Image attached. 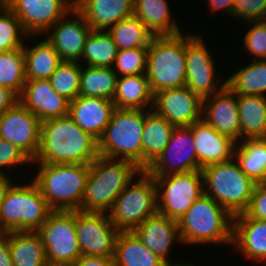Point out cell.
<instances>
[{
  "label": "cell",
  "mask_w": 266,
  "mask_h": 266,
  "mask_svg": "<svg viewBox=\"0 0 266 266\" xmlns=\"http://www.w3.org/2000/svg\"><path fill=\"white\" fill-rule=\"evenodd\" d=\"M146 171L152 177L201 171L194 146L192 125L175 126L168 145Z\"/></svg>",
  "instance_id": "obj_14"
},
{
  "label": "cell",
  "mask_w": 266,
  "mask_h": 266,
  "mask_svg": "<svg viewBox=\"0 0 266 266\" xmlns=\"http://www.w3.org/2000/svg\"><path fill=\"white\" fill-rule=\"evenodd\" d=\"M232 16L243 22L265 20L266 0H235Z\"/></svg>",
  "instance_id": "obj_43"
},
{
  "label": "cell",
  "mask_w": 266,
  "mask_h": 266,
  "mask_svg": "<svg viewBox=\"0 0 266 266\" xmlns=\"http://www.w3.org/2000/svg\"><path fill=\"white\" fill-rule=\"evenodd\" d=\"M70 266H115L114 259L109 257L81 256Z\"/></svg>",
  "instance_id": "obj_46"
},
{
  "label": "cell",
  "mask_w": 266,
  "mask_h": 266,
  "mask_svg": "<svg viewBox=\"0 0 266 266\" xmlns=\"http://www.w3.org/2000/svg\"><path fill=\"white\" fill-rule=\"evenodd\" d=\"M153 93L146 74L121 76L117 78L113 103L117 109L149 110L153 107Z\"/></svg>",
  "instance_id": "obj_27"
},
{
  "label": "cell",
  "mask_w": 266,
  "mask_h": 266,
  "mask_svg": "<svg viewBox=\"0 0 266 266\" xmlns=\"http://www.w3.org/2000/svg\"><path fill=\"white\" fill-rule=\"evenodd\" d=\"M115 266H168L151 252L133 231H120L114 253Z\"/></svg>",
  "instance_id": "obj_29"
},
{
  "label": "cell",
  "mask_w": 266,
  "mask_h": 266,
  "mask_svg": "<svg viewBox=\"0 0 266 266\" xmlns=\"http://www.w3.org/2000/svg\"><path fill=\"white\" fill-rule=\"evenodd\" d=\"M52 211L34 181L12 184L1 203L0 233L37 231Z\"/></svg>",
  "instance_id": "obj_7"
},
{
  "label": "cell",
  "mask_w": 266,
  "mask_h": 266,
  "mask_svg": "<svg viewBox=\"0 0 266 266\" xmlns=\"http://www.w3.org/2000/svg\"><path fill=\"white\" fill-rule=\"evenodd\" d=\"M32 164H39L36 177L32 180L39 187L42 196L52 210H81L90 165L77 163Z\"/></svg>",
  "instance_id": "obj_4"
},
{
  "label": "cell",
  "mask_w": 266,
  "mask_h": 266,
  "mask_svg": "<svg viewBox=\"0 0 266 266\" xmlns=\"http://www.w3.org/2000/svg\"><path fill=\"white\" fill-rule=\"evenodd\" d=\"M137 176L140 177L139 180L133 179L107 212L109 219L119 231H133L158 212L154 178L146 170H141Z\"/></svg>",
  "instance_id": "obj_9"
},
{
  "label": "cell",
  "mask_w": 266,
  "mask_h": 266,
  "mask_svg": "<svg viewBox=\"0 0 266 266\" xmlns=\"http://www.w3.org/2000/svg\"><path fill=\"white\" fill-rule=\"evenodd\" d=\"M234 160L201 169L204 194L212 197L232 216L247 209L256 184Z\"/></svg>",
  "instance_id": "obj_8"
},
{
  "label": "cell",
  "mask_w": 266,
  "mask_h": 266,
  "mask_svg": "<svg viewBox=\"0 0 266 266\" xmlns=\"http://www.w3.org/2000/svg\"><path fill=\"white\" fill-rule=\"evenodd\" d=\"M32 163V161L14 144L0 138V174H4L5 167H14Z\"/></svg>",
  "instance_id": "obj_44"
},
{
  "label": "cell",
  "mask_w": 266,
  "mask_h": 266,
  "mask_svg": "<svg viewBox=\"0 0 266 266\" xmlns=\"http://www.w3.org/2000/svg\"><path fill=\"white\" fill-rule=\"evenodd\" d=\"M82 67L79 62L63 61L49 78L53 89L67 100H74L79 96Z\"/></svg>",
  "instance_id": "obj_39"
},
{
  "label": "cell",
  "mask_w": 266,
  "mask_h": 266,
  "mask_svg": "<svg viewBox=\"0 0 266 266\" xmlns=\"http://www.w3.org/2000/svg\"><path fill=\"white\" fill-rule=\"evenodd\" d=\"M182 244L232 245L233 216L203 194L177 221Z\"/></svg>",
  "instance_id": "obj_3"
},
{
  "label": "cell",
  "mask_w": 266,
  "mask_h": 266,
  "mask_svg": "<svg viewBox=\"0 0 266 266\" xmlns=\"http://www.w3.org/2000/svg\"><path fill=\"white\" fill-rule=\"evenodd\" d=\"M212 96V97H211ZM202 101V119L219 133L236 143L240 139V117L237 95L225 85Z\"/></svg>",
  "instance_id": "obj_19"
},
{
  "label": "cell",
  "mask_w": 266,
  "mask_h": 266,
  "mask_svg": "<svg viewBox=\"0 0 266 266\" xmlns=\"http://www.w3.org/2000/svg\"><path fill=\"white\" fill-rule=\"evenodd\" d=\"M27 36L20 20L9 8L0 14V52L22 48Z\"/></svg>",
  "instance_id": "obj_40"
},
{
  "label": "cell",
  "mask_w": 266,
  "mask_h": 266,
  "mask_svg": "<svg viewBox=\"0 0 266 266\" xmlns=\"http://www.w3.org/2000/svg\"><path fill=\"white\" fill-rule=\"evenodd\" d=\"M98 156V141L69 115L41 122L39 149L32 163L90 165Z\"/></svg>",
  "instance_id": "obj_1"
},
{
  "label": "cell",
  "mask_w": 266,
  "mask_h": 266,
  "mask_svg": "<svg viewBox=\"0 0 266 266\" xmlns=\"http://www.w3.org/2000/svg\"><path fill=\"white\" fill-rule=\"evenodd\" d=\"M25 82L23 47L0 52V86L9 88L19 97L23 92Z\"/></svg>",
  "instance_id": "obj_38"
},
{
  "label": "cell",
  "mask_w": 266,
  "mask_h": 266,
  "mask_svg": "<svg viewBox=\"0 0 266 266\" xmlns=\"http://www.w3.org/2000/svg\"><path fill=\"white\" fill-rule=\"evenodd\" d=\"M235 0H208L210 10L213 11H223L222 13L232 15L233 6Z\"/></svg>",
  "instance_id": "obj_49"
},
{
  "label": "cell",
  "mask_w": 266,
  "mask_h": 266,
  "mask_svg": "<svg viewBox=\"0 0 266 266\" xmlns=\"http://www.w3.org/2000/svg\"><path fill=\"white\" fill-rule=\"evenodd\" d=\"M246 217L266 221V181L256 183L247 209Z\"/></svg>",
  "instance_id": "obj_45"
},
{
  "label": "cell",
  "mask_w": 266,
  "mask_h": 266,
  "mask_svg": "<svg viewBox=\"0 0 266 266\" xmlns=\"http://www.w3.org/2000/svg\"><path fill=\"white\" fill-rule=\"evenodd\" d=\"M11 178L7 176V174L4 172V174H0V209H1V203L5 197V194L9 187L12 185Z\"/></svg>",
  "instance_id": "obj_50"
},
{
  "label": "cell",
  "mask_w": 266,
  "mask_h": 266,
  "mask_svg": "<svg viewBox=\"0 0 266 266\" xmlns=\"http://www.w3.org/2000/svg\"><path fill=\"white\" fill-rule=\"evenodd\" d=\"M145 74L153 95L186 86V35L154 36L148 46Z\"/></svg>",
  "instance_id": "obj_5"
},
{
  "label": "cell",
  "mask_w": 266,
  "mask_h": 266,
  "mask_svg": "<svg viewBox=\"0 0 266 266\" xmlns=\"http://www.w3.org/2000/svg\"><path fill=\"white\" fill-rule=\"evenodd\" d=\"M117 78V73L112 67L85 65V68L81 69L79 95L113 100Z\"/></svg>",
  "instance_id": "obj_34"
},
{
  "label": "cell",
  "mask_w": 266,
  "mask_h": 266,
  "mask_svg": "<svg viewBox=\"0 0 266 266\" xmlns=\"http://www.w3.org/2000/svg\"><path fill=\"white\" fill-rule=\"evenodd\" d=\"M8 8L7 0H0V14Z\"/></svg>",
  "instance_id": "obj_51"
},
{
  "label": "cell",
  "mask_w": 266,
  "mask_h": 266,
  "mask_svg": "<svg viewBox=\"0 0 266 266\" xmlns=\"http://www.w3.org/2000/svg\"><path fill=\"white\" fill-rule=\"evenodd\" d=\"M226 85L238 95L266 96V60H253L235 71Z\"/></svg>",
  "instance_id": "obj_35"
},
{
  "label": "cell",
  "mask_w": 266,
  "mask_h": 266,
  "mask_svg": "<svg viewBox=\"0 0 266 266\" xmlns=\"http://www.w3.org/2000/svg\"><path fill=\"white\" fill-rule=\"evenodd\" d=\"M8 242L14 266H49L36 231L8 232Z\"/></svg>",
  "instance_id": "obj_30"
},
{
  "label": "cell",
  "mask_w": 266,
  "mask_h": 266,
  "mask_svg": "<svg viewBox=\"0 0 266 266\" xmlns=\"http://www.w3.org/2000/svg\"><path fill=\"white\" fill-rule=\"evenodd\" d=\"M177 266H194L193 264H188V263H186L185 265L184 264H181V265H177Z\"/></svg>",
  "instance_id": "obj_52"
},
{
  "label": "cell",
  "mask_w": 266,
  "mask_h": 266,
  "mask_svg": "<svg viewBox=\"0 0 266 266\" xmlns=\"http://www.w3.org/2000/svg\"><path fill=\"white\" fill-rule=\"evenodd\" d=\"M118 47L107 30H92L86 38L80 61L95 67H113Z\"/></svg>",
  "instance_id": "obj_36"
},
{
  "label": "cell",
  "mask_w": 266,
  "mask_h": 266,
  "mask_svg": "<svg viewBox=\"0 0 266 266\" xmlns=\"http://www.w3.org/2000/svg\"><path fill=\"white\" fill-rule=\"evenodd\" d=\"M140 171L128 160L99 155L90 164L81 211L108 212L115 199Z\"/></svg>",
  "instance_id": "obj_2"
},
{
  "label": "cell",
  "mask_w": 266,
  "mask_h": 266,
  "mask_svg": "<svg viewBox=\"0 0 266 266\" xmlns=\"http://www.w3.org/2000/svg\"><path fill=\"white\" fill-rule=\"evenodd\" d=\"M36 232L42 238L49 266H70L82 256L76 211L53 210Z\"/></svg>",
  "instance_id": "obj_10"
},
{
  "label": "cell",
  "mask_w": 266,
  "mask_h": 266,
  "mask_svg": "<svg viewBox=\"0 0 266 266\" xmlns=\"http://www.w3.org/2000/svg\"><path fill=\"white\" fill-rule=\"evenodd\" d=\"M250 23L251 27L243 37V48L255 57L253 60H266V19Z\"/></svg>",
  "instance_id": "obj_42"
},
{
  "label": "cell",
  "mask_w": 266,
  "mask_h": 266,
  "mask_svg": "<svg viewBox=\"0 0 266 266\" xmlns=\"http://www.w3.org/2000/svg\"><path fill=\"white\" fill-rule=\"evenodd\" d=\"M201 35L186 34V86L202 100L220 91L226 80L217 86L215 63Z\"/></svg>",
  "instance_id": "obj_13"
},
{
  "label": "cell",
  "mask_w": 266,
  "mask_h": 266,
  "mask_svg": "<svg viewBox=\"0 0 266 266\" xmlns=\"http://www.w3.org/2000/svg\"><path fill=\"white\" fill-rule=\"evenodd\" d=\"M119 232L105 212L76 211V234L82 256L113 258Z\"/></svg>",
  "instance_id": "obj_12"
},
{
  "label": "cell",
  "mask_w": 266,
  "mask_h": 266,
  "mask_svg": "<svg viewBox=\"0 0 266 266\" xmlns=\"http://www.w3.org/2000/svg\"><path fill=\"white\" fill-rule=\"evenodd\" d=\"M192 134L200 169L233 159L236 142L203 119L192 124Z\"/></svg>",
  "instance_id": "obj_22"
},
{
  "label": "cell",
  "mask_w": 266,
  "mask_h": 266,
  "mask_svg": "<svg viewBox=\"0 0 266 266\" xmlns=\"http://www.w3.org/2000/svg\"><path fill=\"white\" fill-rule=\"evenodd\" d=\"M119 50L148 47L154 35L134 14L121 19L108 30Z\"/></svg>",
  "instance_id": "obj_37"
},
{
  "label": "cell",
  "mask_w": 266,
  "mask_h": 266,
  "mask_svg": "<svg viewBox=\"0 0 266 266\" xmlns=\"http://www.w3.org/2000/svg\"><path fill=\"white\" fill-rule=\"evenodd\" d=\"M17 101H19V97L14 92L7 87L0 86V115Z\"/></svg>",
  "instance_id": "obj_47"
},
{
  "label": "cell",
  "mask_w": 266,
  "mask_h": 266,
  "mask_svg": "<svg viewBox=\"0 0 266 266\" xmlns=\"http://www.w3.org/2000/svg\"><path fill=\"white\" fill-rule=\"evenodd\" d=\"M232 244L245 258L266 264V221L243 213L233 216Z\"/></svg>",
  "instance_id": "obj_24"
},
{
  "label": "cell",
  "mask_w": 266,
  "mask_h": 266,
  "mask_svg": "<svg viewBox=\"0 0 266 266\" xmlns=\"http://www.w3.org/2000/svg\"><path fill=\"white\" fill-rule=\"evenodd\" d=\"M133 232L151 252L162 259L168 266L183 264L179 261L176 264L170 262V250L175 244L181 242L177 220L156 212L147 218Z\"/></svg>",
  "instance_id": "obj_20"
},
{
  "label": "cell",
  "mask_w": 266,
  "mask_h": 266,
  "mask_svg": "<svg viewBox=\"0 0 266 266\" xmlns=\"http://www.w3.org/2000/svg\"><path fill=\"white\" fill-rule=\"evenodd\" d=\"M175 125L151 110L146 116L142 136V170H146L168 145Z\"/></svg>",
  "instance_id": "obj_26"
},
{
  "label": "cell",
  "mask_w": 266,
  "mask_h": 266,
  "mask_svg": "<svg viewBox=\"0 0 266 266\" xmlns=\"http://www.w3.org/2000/svg\"><path fill=\"white\" fill-rule=\"evenodd\" d=\"M147 52L148 47L119 50L112 68L118 77L145 74Z\"/></svg>",
  "instance_id": "obj_41"
},
{
  "label": "cell",
  "mask_w": 266,
  "mask_h": 266,
  "mask_svg": "<svg viewBox=\"0 0 266 266\" xmlns=\"http://www.w3.org/2000/svg\"><path fill=\"white\" fill-rule=\"evenodd\" d=\"M0 266H14L8 242V233H0Z\"/></svg>",
  "instance_id": "obj_48"
},
{
  "label": "cell",
  "mask_w": 266,
  "mask_h": 266,
  "mask_svg": "<svg viewBox=\"0 0 266 266\" xmlns=\"http://www.w3.org/2000/svg\"><path fill=\"white\" fill-rule=\"evenodd\" d=\"M167 0H134V15L154 36H172L182 33L172 20Z\"/></svg>",
  "instance_id": "obj_28"
},
{
  "label": "cell",
  "mask_w": 266,
  "mask_h": 266,
  "mask_svg": "<svg viewBox=\"0 0 266 266\" xmlns=\"http://www.w3.org/2000/svg\"><path fill=\"white\" fill-rule=\"evenodd\" d=\"M23 50L26 80L49 79L63 62L46 38L30 48L24 44Z\"/></svg>",
  "instance_id": "obj_32"
},
{
  "label": "cell",
  "mask_w": 266,
  "mask_h": 266,
  "mask_svg": "<svg viewBox=\"0 0 266 266\" xmlns=\"http://www.w3.org/2000/svg\"><path fill=\"white\" fill-rule=\"evenodd\" d=\"M19 101L41 122L69 114V100L53 89L49 79L26 80Z\"/></svg>",
  "instance_id": "obj_21"
},
{
  "label": "cell",
  "mask_w": 266,
  "mask_h": 266,
  "mask_svg": "<svg viewBox=\"0 0 266 266\" xmlns=\"http://www.w3.org/2000/svg\"><path fill=\"white\" fill-rule=\"evenodd\" d=\"M150 111L116 108L98 140L99 155L128 160L142 170L143 125L145 116Z\"/></svg>",
  "instance_id": "obj_6"
},
{
  "label": "cell",
  "mask_w": 266,
  "mask_h": 266,
  "mask_svg": "<svg viewBox=\"0 0 266 266\" xmlns=\"http://www.w3.org/2000/svg\"><path fill=\"white\" fill-rule=\"evenodd\" d=\"M115 109L112 100L79 95L74 100L69 101L68 115L81 129L98 141L109 124Z\"/></svg>",
  "instance_id": "obj_23"
},
{
  "label": "cell",
  "mask_w": 266,
  "mask_h": 266,
  "mask_svg": "<svg viewBox=\"0 0 266 266\" xmlns=\"http://www.w3.org/2000/svg\"><path fill=\"white\" fill-rule=\"evenodd\" d=\"M41 121L20 101L0 115V138L34 161L40 144Z\"/></svg>",
  "instance_id": "obj_15"
},
{
  "label": "cell",
  "mask_w": 266,
  "mask_h": 266,
  "mask_svg": "<svg viewBox=\"0 0 266 266\" xmlns=\"http://www.w3.org/2000/svg\"><path fill=\"white\" fill-rule=\"evenodd\" d=\"M236 143L234 156L244 174L254 182L266 181V138L244 139Z\"/></svg>",
  "instance_id": "obj_33"
},
{
  "label": "cell",
  "mask_w": 266,
  "mask_h": 266,
  "mask_svg": "<svg viewBox=\"0 0 266 266\" xmlns=\"http://www.w3.org/2000/svg\"><path fill=\"white\" fill-rule=\"evenodd\" d=\"M240 140L266 138V96L238 95Z\"/></svg>",
  "instance_id": "obj_31"
},
{
  "label": "cell",
  "mask_w": 266,
  "mask_h": 266,
  "mask_svg": "<svg viewBox=\"0 0 266 266\" xmlns=\"http://www.w3.org/2000/svg\"><path fill=\"white\" fill-rule=\"evenodd\" d=\"M70 14L76 18L68 19ZM70 14L66 13L60 18L45 36L49 35L46 39L54 46L62 61L80 62L86 38L92 29L75 7Z\"/></svg>",
  "instance_id": "obj_18"
},
{
  "label": "cell",
  "mask_w": 266,
  "mask_h": 266,
  "mask_svg": "<svg viewBox=\"0 0 266 266\" xmlns=\"http://www.w3.org/2000/svg\"><path fill=\"white\" fill-rule=\"evenodd\" d=\"M92 30H106L134 14V0H73Z\"/></svg>",
  "instance_id": "obj_25"
},
{
  "label": "cell",
  "mask_w": 266,
  "mask_h": 266,
  "mask_svg": "<svg viewBox=\"0 0 266 266\" xmlns=\"http://www.w3.org/2000/svg\"><path fill=\"white\" fill-rule=\"evenodd\" d=\"M202 99L187 86L154 94L152 110L175 126H190L202 119Z\"/></svg>",
  "instance_id": "obj_17"
},
{
  "label": "cell",
  "mask_w": 266,
  "mask_h": 266,
  "mask_svg": "<svg viewBox=\"0 0 266 266\" xmlns=\"http://www.w3.org/2000/svg\"><path fill=\"white\" fill-rule=\"evenodd\" d=\"M8 8L31 37L46 32L74 7L70 0H7Z\"/></svg>",
  "instance_id": "obj_16"
},
{
  "label": "cell",
  "mask_w": 266,
  "mask_h": 266,
  "mask_svg": "<svg viewBox=\"0 0 266 266\" xmlns=\"http://www.w3.org/2000/svg\"><path fill=\"white\" fill-rule=\"evenodd\" d=\"M153 178L157 189L158 212L177 221L204 194L201 171Z\"/></svg>",
  "instance_id": "obj_11"
}]
</instances>
